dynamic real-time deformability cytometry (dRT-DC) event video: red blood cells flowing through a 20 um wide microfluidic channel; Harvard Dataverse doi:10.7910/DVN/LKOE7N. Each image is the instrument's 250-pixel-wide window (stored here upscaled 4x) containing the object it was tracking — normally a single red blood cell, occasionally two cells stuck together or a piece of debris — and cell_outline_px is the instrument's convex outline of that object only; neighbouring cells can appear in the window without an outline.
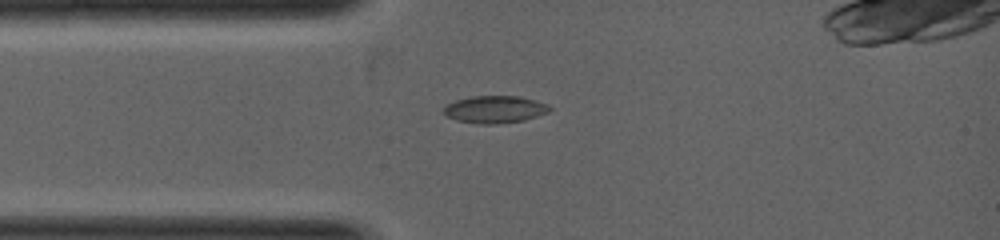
{"species": "common noctule bat (a hibernating species)", "species_latin": "Nyctalus noctula", "temperature_condition": "warm", "stored_images_in_passage": 4, "camera_frame_rate_fps": 5000, "um_per_image_px": 0.085, "animal": {"sex": "female", "body_mass_g": 19.0, "forearm_length_mm": 53.3}, "frame": {"image": 1, "passage_image": 1, "time_ms": 0.0, "image_size_px": [1000, 240], "cell_outline_px": [[552, 108], [548, 112], [524, 120], [496, 124], [480, 124], [456, 120], [444, 116], [444, 108], [448, 104], [456, 100], [472, 96], [516, 96], [548, 104]], "centroid_in_image_um": [42.03, 9.3], "position_along_channel_um": 43.0, "area_um2": 16.7}}
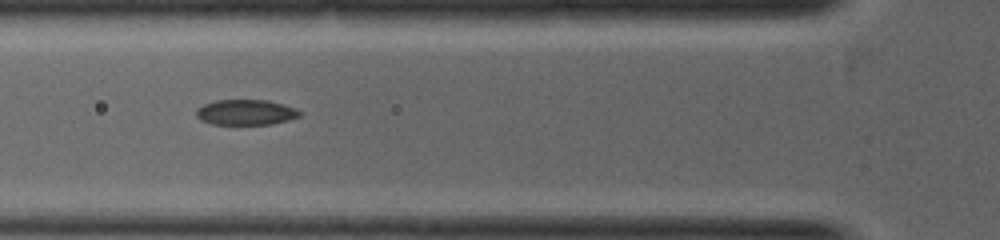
{"frame": {"image": 2, "passage_image": 3, "time_ms": 0.8, "image_size_px": [1000, 240], "cell_outline_px": [[304, 112], [300, 116], [288, 120], [272, 124], [212, 124], [200, 120], [196, 116], [196, 108], [204, 104], [216, 100], [268, 100], [284, 104], [296, 108]], "centroid_in_image_um": [20.92, 9.54], "position_along_channel_um": 104.9, "area_um2": 15.49}}
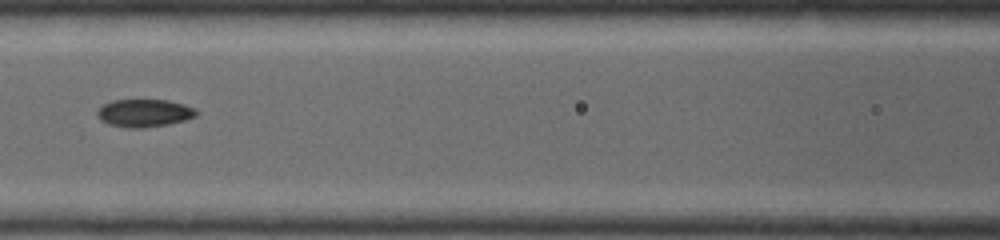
{"frame": {"image": 3, "passage_image": 4, "time_ms": 1.4, "image_size_px": [1000, 240], "cell_outline_px": [[200, 112], [196, 116], [184, 120], [168, 124], [144, 128], [128, 128], [108, 124], [100, 120], [96, 116], [96, 112], [104, 104], [112, 100], [168, 100], [184, 104], [196, 108]], "centroid_in_image_um": [12.27, 9.61], "position_along_channel_um": 154.3, "area_um2": 16.18}}